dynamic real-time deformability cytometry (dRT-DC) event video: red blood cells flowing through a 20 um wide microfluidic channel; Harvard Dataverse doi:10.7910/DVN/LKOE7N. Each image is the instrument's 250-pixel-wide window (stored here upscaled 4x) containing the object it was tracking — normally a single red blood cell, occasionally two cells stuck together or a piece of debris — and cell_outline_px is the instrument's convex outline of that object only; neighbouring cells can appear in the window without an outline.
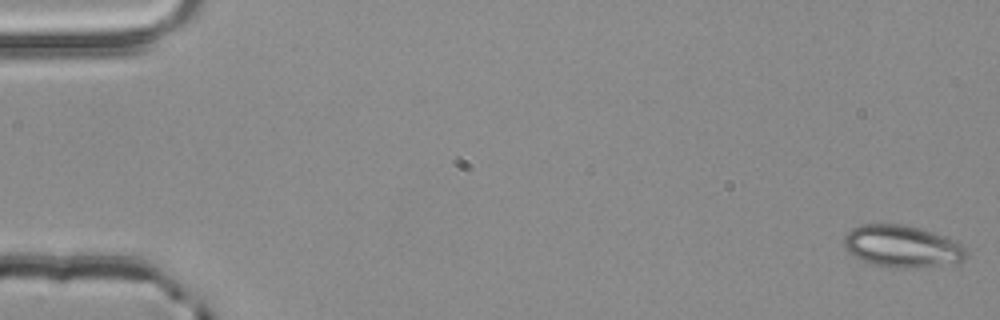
{"species": "common noctule bat (a hibernating species)", "species_latin": "Nyctalus noctula", "temperature_condition": "room temperature", "stored_images_in_passage": 54, "camera_frame_rate_fps": 3000, "um_per_image_px": 0.085, "animal": {"sex": "male", "body_mass_g": 20.4}, "frame": {"image": 1, "passage_image": 1, "time_ms": 0.0, "image_size_px": [1000, 320], "cell_outline_px": [[968, 256], [964, 260], [956, 264], [876, 264], [864, 260], [848, 252], [844, 248], [844, 236], [852, 228], [860, 224], [900, 224], [916, 228], [944, 236], [960, 244], [964, 248]], "centroid_in_image_um": [76.65, 20.87], "position_along_channel_um": 8.3, "area_um2": 28.32}}
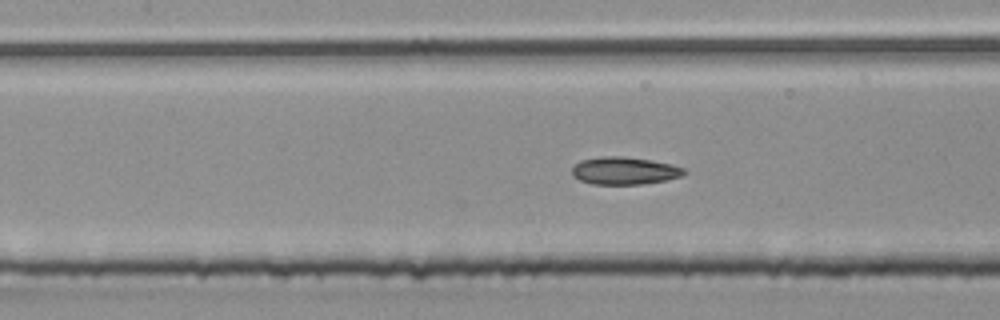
{"frame": {"image": 2, "passage_image": 25, "time_ms": 8.0, "image_size_px": [1000, 320], "cell_outline_px": [[688, 172], [684, 176], [644, 184], [592, 184], [580, 180], [572, 176], [572, 168], [580, 160], [604, 156], [624, 156], [672, 164], [684, 168]], "centroid_in_image_um": [53.09, 14.51], "position_along_channel_um": 154.3, "area_um2": 18.03}}
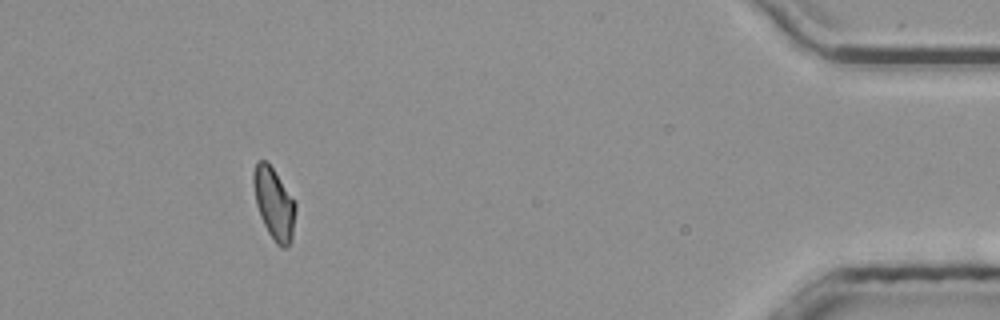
{"frame": {"image": 3, "passage_image": 50, "time_ms": 16.333, "image_size_px": [1000, 320], "cell_outline_px": [[296, 208], [292, 240], [284, 248], [280, 248], [276, 244], [268, 232], [260, 216], [256, 204], [252, 180], [252, 176], [256, 164], [260, 160], [264, 160], [272, 168], [296, 204]], "centroid_in_image_um": [23.28, 17.35], "position_along_channel_um": 411.9, "area_um2": 17.22}, "authors_computed_cell_mechanics": {"area_um2": 17.8024, "velocity_mm_per_s": 3.8663, "shape_relaxation_time_tau1_ms": null, "shape_relaxation_time_tau2_ms": 5.5255, "deformation_change_tau1": null, "deformation_change_tau2": 0.0874}}